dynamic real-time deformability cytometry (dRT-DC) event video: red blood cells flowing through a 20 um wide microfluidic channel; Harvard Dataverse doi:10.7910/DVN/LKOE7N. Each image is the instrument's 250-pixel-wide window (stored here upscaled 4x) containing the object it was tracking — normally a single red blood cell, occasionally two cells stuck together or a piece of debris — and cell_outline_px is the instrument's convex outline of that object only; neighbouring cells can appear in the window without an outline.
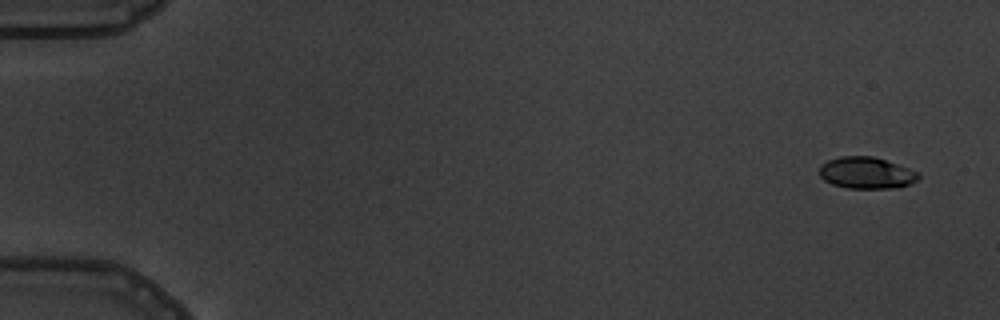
{"species": "common noctule bat (a hibernating species)", "species_latin": "Nyctalus noctula", "temperature_condition": "warm", "stored_images_in_passage": 7, "camera_frame_rate_fps": 3000, "um_per_image_px": 0.085, "animal": {"sex": "male", "body_mass_g": 19.5, "forearm_length_mm": 54.6}, "frame": {"image": 1, "passage_image": 1, "time_ms": 0.0, "image_size_px": [1000, 320], "cell_outline_px": [[920, 176], [916, 180], [908, 184], [896, 188], [848, 188], [832, 184], [824, 180], [820, 176], [820, 164], [828, 160], [840, 156], [872, 156], [920, 172]], "centroid_in_image_um": [73.62, 14.69], "position_along_channel_um": 11.4, "area_um2": 18.15}}
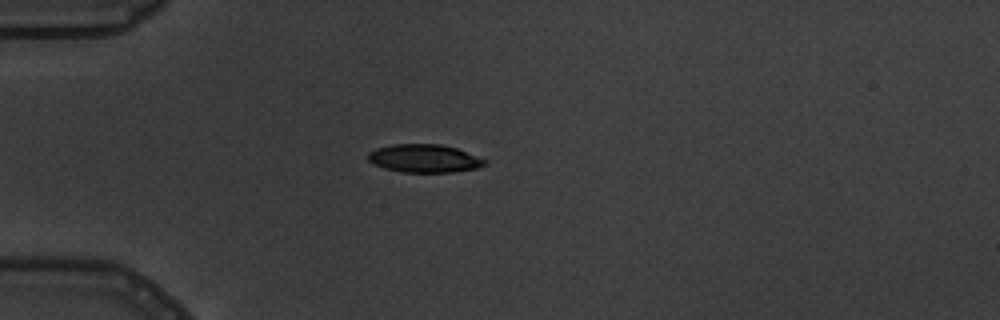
{"frame": {"image": 2, "passage_image": 4, "time_ms": 4.333, "image_size_px": [1000, 320], "cell_outline_px": [[488, 164], [476, 168], [452, 172], [400, 172], [384, 168], [372, 164], [368, 160], [368, 152], [376, 148], [392, 144], [440, 144], [456, 148], [488, 160]], "centroid_in_image_um": [36.05, 13.46], "position_along_channel_um": 48.9, "area_um2": 19.25}}
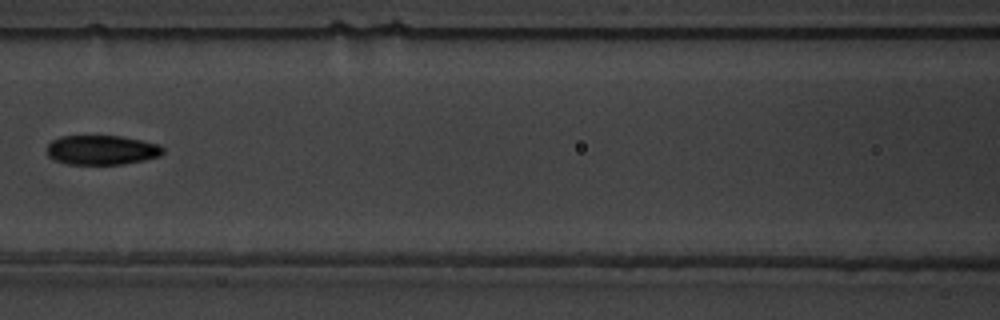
{"frame": {"image": 3, "passage_image": 7, "time_ms": 7.667, "image_size_px": [1000, 320], "cell_outline_px": [[164, 152], [160, 156], [144, 160], [124, 164], [68, 164], [56, 160], [48, 156], [48, 144], [52, 140], [60, 136], [120, 136], [160, 144], [164, 148]], "centroid_in_image_um": [8.68, 12.75], "position_along_channel_um": 157.9, "area_um2": 19.94}}